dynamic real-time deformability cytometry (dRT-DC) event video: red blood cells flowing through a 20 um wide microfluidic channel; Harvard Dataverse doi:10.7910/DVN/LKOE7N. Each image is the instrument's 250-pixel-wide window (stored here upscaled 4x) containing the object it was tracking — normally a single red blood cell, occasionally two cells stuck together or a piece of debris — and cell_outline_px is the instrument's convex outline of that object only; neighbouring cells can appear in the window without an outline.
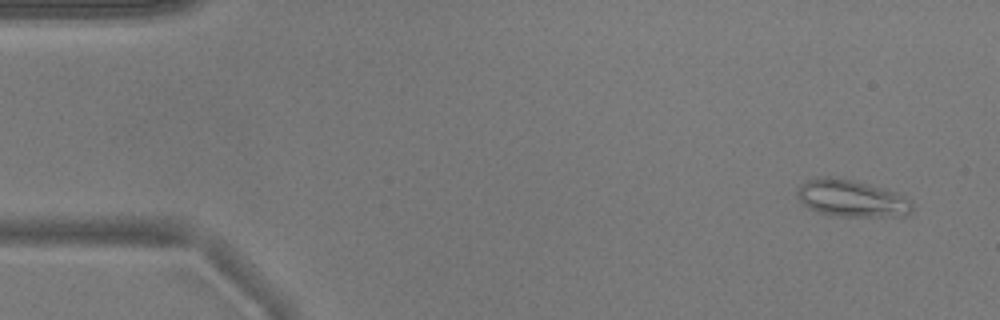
{"species": "common noctule bat (a hibernating species)", "species_latin": "Nyctalus noctula", "temperature_condition": "warm", "stored_images_in_passage": 52, "camera_frame_rate_fps": 3000, "um_per_image_px": 0.085, "animal": {"sex": "male", "body_mass_g": 17.9}, "frame": {"image": 1, "passage_image": 3, "time_ms": 0.667, "image_size_px": [1000, 320], "cell_outline_px": [[912, 208], [904, 216], [840, 216], [820, 212], [804, 204], [796, 196], [796, 192], [800, 184], [808, 180], [820, 176], [828, 176], [856, 180], [884, 188], [896, 192], [904, 196], [912, 204]], "centroid_in_image_um": [72.37, 16.83], "position_along_channel_um": 12.6, "area_um2": 24.62}}
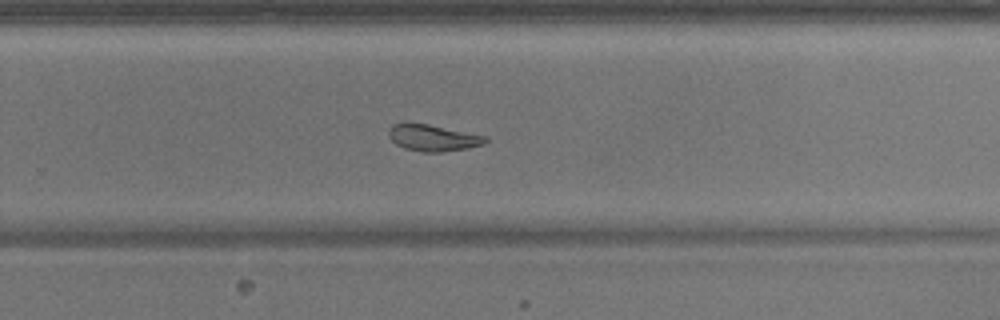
{"frame": {"image": 2, "passage_image": 34, "time_ms": 11.0, "image_size_px": [1000, 320], "cell_outline_px": [[488, 140], [484, 144], [468, 148], [440, 152], [424, 152], [404, 148], [396, 144], [388, 136], [388, 128], [392, 124], [428, 124], [488, 136]], "centroid_in_image_um": [36.82, 11.72], "position_along_channel_um": 293.0, "area_um2": 14.85}}
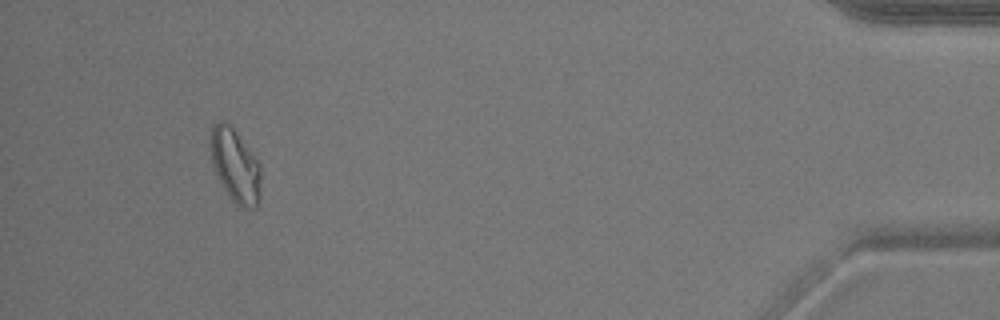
{"frame": {"image": 3, "passage_image": 49, "time_ms": 16.0, "image_size_px": [1000, 320], "cell_outline_px": [[260, 200], [256, 208], [240, 208], [232, 200], [224, 188], [212, 164], [212, 124], [216, 120], [224, 120], [236, 132], [260, 164]], "centroid_in_image_um": [20.02, 14.11], "position_along_channel_um": 415.2, "area_um2": 21.15}, "authors_computed_cell_mechanics": {"area_um2": 18.0914, "velocity_mm_per_s": 3.8014, "shape_relaxation_time_tau1_ms": null, "shape_relaxation_time_tau2_ms": 7.5516, "deformation_change_tau1": null, "deformation_change_tau2": 0.1467}}